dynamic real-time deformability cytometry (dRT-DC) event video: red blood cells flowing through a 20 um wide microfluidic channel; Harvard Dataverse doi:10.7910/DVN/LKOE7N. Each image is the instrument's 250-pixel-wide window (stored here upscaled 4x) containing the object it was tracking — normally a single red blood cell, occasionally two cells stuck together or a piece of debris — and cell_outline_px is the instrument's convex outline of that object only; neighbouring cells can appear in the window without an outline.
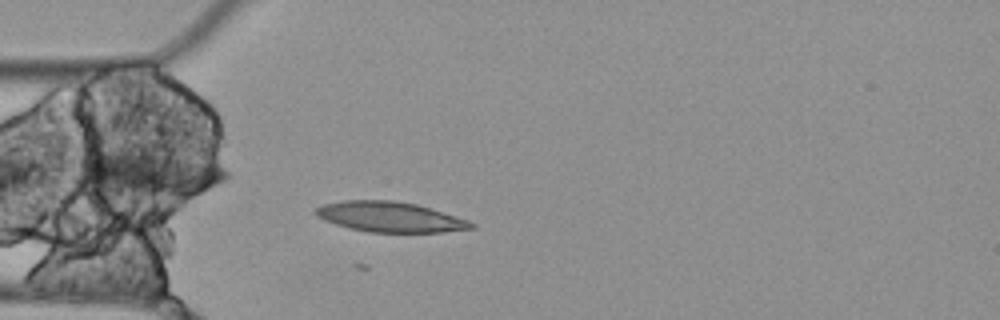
{"species": "Egyptian fruit bat (a non-hibernating species)", "species_latin": "Rousettus aegyptiacus", "temperature_condition": "cold", "stored_images_in_passage": 4, "camera_frame_rate_fps": 3000, "um_per_image_px": 0.085, "animal": {"sex": "female"}, "frame": {"image": 1, "passage_image": 4, "time_ms": 1.0, "image_size_px": [1000, 320], "cell_outline_px": [[476, 228], [444, 232], [368, 232], [348, 228], [324, 220], [316, 216], [312, 212], [316, 208], [324, 204], [344, 200], [392, 200], [416, 204], [468, 220], [476, 224]], "centroid_in_image_um": [33.13, 18.44], "position_along_channel_um": 51.9, "area_um2": 27.4}}